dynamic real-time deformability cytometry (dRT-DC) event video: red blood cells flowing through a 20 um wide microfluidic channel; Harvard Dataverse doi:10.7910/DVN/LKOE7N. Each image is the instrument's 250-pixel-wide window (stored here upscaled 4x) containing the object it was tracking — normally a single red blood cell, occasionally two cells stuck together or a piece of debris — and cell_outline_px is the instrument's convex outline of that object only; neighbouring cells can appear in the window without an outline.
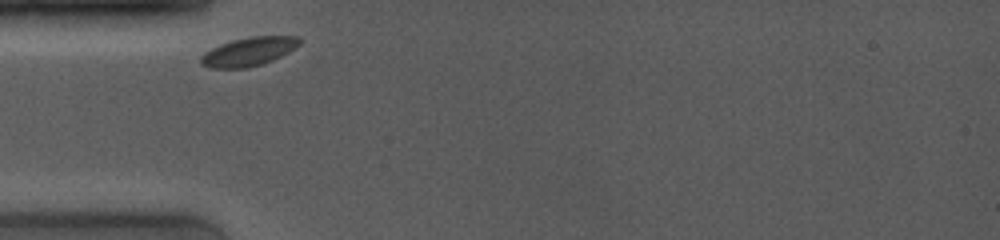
{"species": "common noctule bat (a hibernating species)", "species_latin": "Nyctalus noctula", "temperature_condition": "room temperature", "stored_images_in_passage": 23, "camera_frame_rate_fps": 4000, "um_per_image_px": 0.085, "animal": {"sex": "female", "body_mass_g": 19.0, "forearm_length_mm": 53.3}, "frame": {"image": 1, "passage_image": 1, "time_ms": 0.0, "image_size_px": [1000, 240], "cell_outline_px": [[300, 44], [288, 52], [272, 60], [260, 64], [244, 68], [212, 68], [200, 64], [200, 56], [204, 52], [220, 44], [232, 40], [252, 36], [300, 36]], "centroid_in_image_um": [21.11, 4.38], "position_along_channel_um": 63.9, "area_um2": 16.36}}
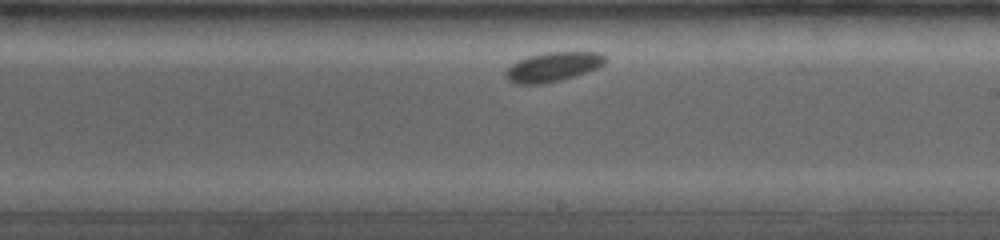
{"frame": {"image": 2, "passage_image": 14, "time_ms": 5.0, "image_size_px": [1000, 240], "cell_outline_px": [[608, 60], [604, 64], [596, 68], [560, 80], [544, 84], [512, 84], [504, 76], [504, 72], [512, 64], [528, 56], [548, 52], [600, 52], [608, 56]], "centroid_in_image_um": [47.0, 5.68], "position_along_channel_um": 242.0, "area_um2": 17.05}}
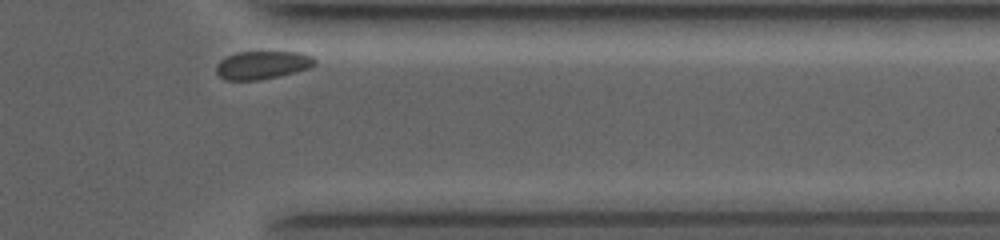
{"frame": {"image": 3, "passage_image": 23, "time_ms": 9.0, "image_size_px": [1000, 240], "cell_outline_px": [[316, 64], [308, 68], [260, 80], [224, 80], [216, 72], [216, 64], [220, 60], [236, 52], [300, 52], [312, 56], [316, 60]], "centroid_in_image_um": [22.27, 5.52], "position_along_channel_um": 389.1, "area_um2": 16.01}, "authors_computed_cell_mechanics": {"area_um2": 16.8198, "velocity_mm_per_s": 3.6023, "shape_relaxation_time_tau1_ms": 4.3935, "shape_relaxation_time_tau2_ms": null, "deformation_change_tau1": 0.0459, "deformation_change_tau2": null}}